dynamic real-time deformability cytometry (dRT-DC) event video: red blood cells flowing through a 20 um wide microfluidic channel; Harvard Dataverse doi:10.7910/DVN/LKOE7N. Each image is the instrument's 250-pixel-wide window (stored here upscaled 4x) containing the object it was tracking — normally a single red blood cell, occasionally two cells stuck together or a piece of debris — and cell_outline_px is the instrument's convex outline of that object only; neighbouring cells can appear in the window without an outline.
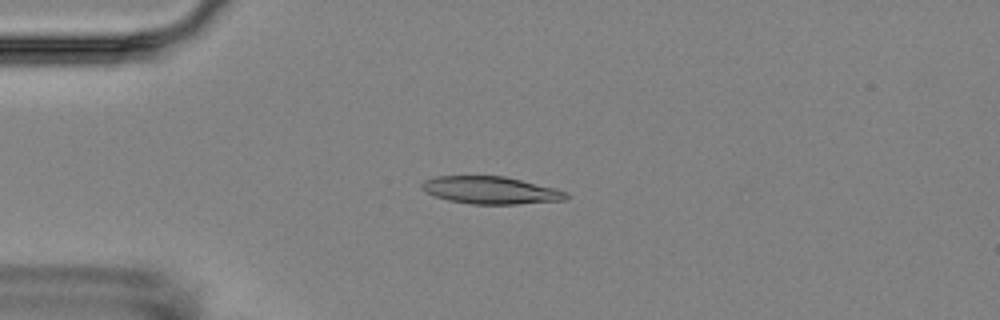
{"species": "Egyptian fruit bat (a non-hibernating species)", "species_latin": "Rousettus aegyptiacus", "temperature_condition": "room temperature", "stored_images_in_passage": 4, "camera_frame_rate_fps": 3000, "um_per_image_px": 0.085, "animal": {"sex": "female"}, "frame": {"image": 1, "passage_image": 4, "time_ms": 3.333, "image_size_px": [1000, 320], "cell_outline_px": [[568, 196], [564, 200], [516, 204], [472, 204], [448, 200], [436, 196], [420, 188], [420, 184], [424, 180], [436, 176], [504, 176], [556, 188], [568, 192]], "centroid_in_image_um": [41.71, 16.16], "position_along_channel_um": 43.3, "area_um2": 23.0}}